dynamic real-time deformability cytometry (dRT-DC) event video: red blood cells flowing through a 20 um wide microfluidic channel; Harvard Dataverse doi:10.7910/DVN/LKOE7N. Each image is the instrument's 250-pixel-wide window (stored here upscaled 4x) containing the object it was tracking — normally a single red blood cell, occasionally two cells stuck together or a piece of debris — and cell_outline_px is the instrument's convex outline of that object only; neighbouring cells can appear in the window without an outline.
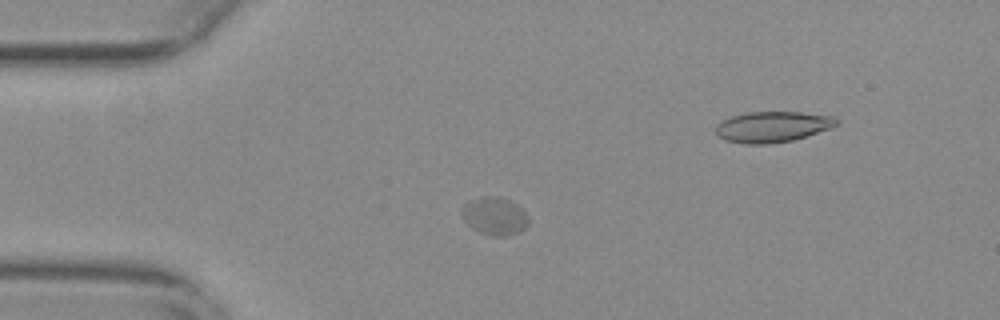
{"species": "common noctule bat (a hibernating species)", "species_latin": "Nyctalus noctula", "temperature_condition": "warm", "stored_images_in_passage": 40, "camera_frame_rate_fps": 3000, "um_per_image_px": 0.085, "animal": {"sex": "female", "body_mass_g": 29.2, "forearm_length_mm": 56.3}, "frame": {"image": 1, "passage_image": 1, "time_ms": 0.0, "image_size_px": [1000, 320], "cell_outline_px": [[528, 224], [520, 232], [508, 236], [492, 236], [480, 232], [472, 228], [460, 216], [460, 208], [464, 204], [472, 200], [484, 196], [496, 196], [508, 200], [516, 204], [528, 216]], "centroid_in_image_um": [42.01, 18.38], "position_along_channel_um": 43.0, "area_um2": 14.74}}
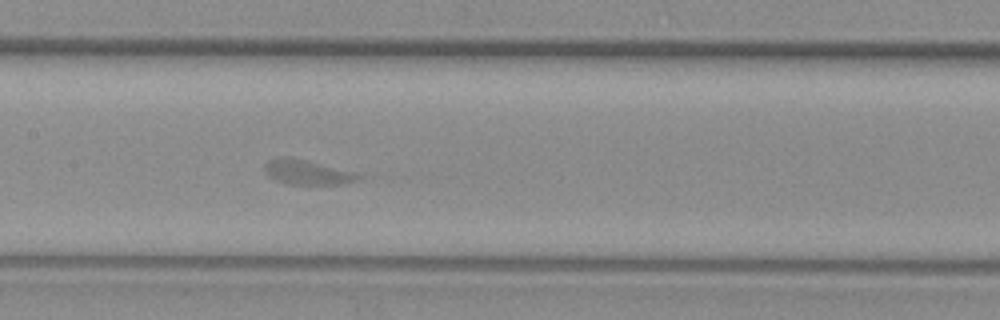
{"frame": {"image": 2, "passage_image": 14, "time_ms": 4.333, "image_size_px": [1000, 320], "cell_outline_px": [[364, 176], [360, 180], [344, 184], [288, 184], [272, 180], [264, 172], [264, 164], [268, 160], [292, 156], [352, 172]], "centroid_in_image_um": [26.08, 14.65], "position_along_channel_um": 181.3, "area_um2": 13.58}}
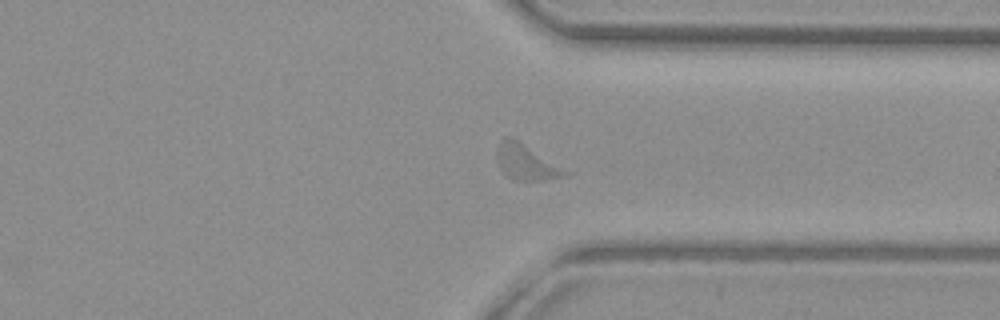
{"frame": {"image": 3, "passage_image": 29, "time_ms": 9.333, "image_size_px": [1000, 320], "cell_outline_px": [[576, 172], [564, 176], [544, 180], [512, 180], [500, 168], [496, 156], [496, 152], [500, 140], [504, 136], [512, 136]], "centroid_in_image_um": [44.82, 13.76], "position_along_channel_um": 366.6, "area_um2": 14.91}, "authors_computed_cell_mechanics": {"area_um2": 13.4385, "velocity_mm_per_s": 3.7349, "shape_relaxation_time_tau1_ms": 2.6486, "shape_relaxation_time_tau2_ms": null, "deformation_change_tau1": 0.1608, "deformation_change_tau2": null}}